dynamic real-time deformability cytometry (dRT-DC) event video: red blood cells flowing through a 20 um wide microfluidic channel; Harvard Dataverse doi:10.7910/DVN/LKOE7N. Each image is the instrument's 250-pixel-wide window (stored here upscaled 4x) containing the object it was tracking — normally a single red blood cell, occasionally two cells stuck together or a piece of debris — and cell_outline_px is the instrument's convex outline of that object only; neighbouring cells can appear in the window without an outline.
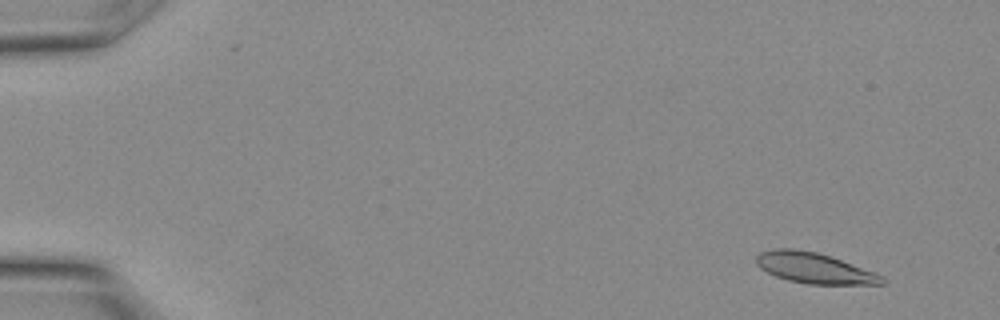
{"species": "Egyptian fruit bat (a non-hibernating species)", "species_latin": "Rousettus aegyptiacus", "temperature_condition": "warm", "stored_images_in_passage": 14, "camera_frame_rate_fps": 3000, "um_per_image_px": 0.085, "animal": {"sex": "female"}, "frame": {"image": 1, "passage_image": 1, "time_ms": 0.0, "image_size_px": [1000, 320], "cell_outline_px": [[884, 284], [808, 284], [788, 280], [776, 276], [760, 268], [756, 264], [756, 256], [760, 252], [772, 248], [792, 248], [816, 252], [832, 256], [876, 272], [884, 276]], "centroid_in_image_um": [69.22, 22.77], "position_along_channel_um": 15.8, "area_um2": 22.6}}
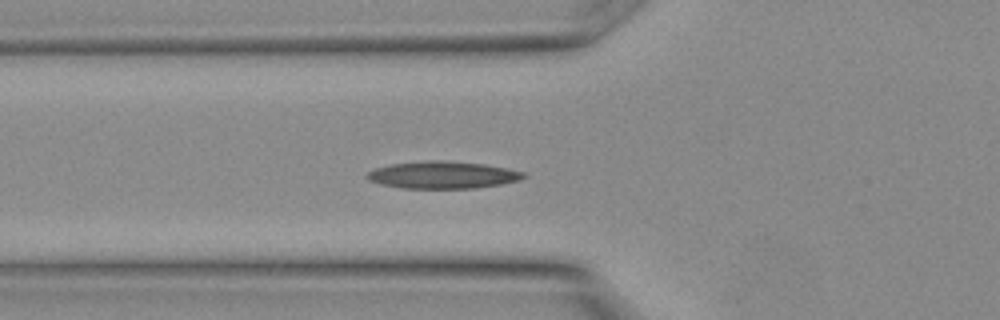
{"frame": {"image": 2, "passage_image": 10, "time_ms": 3.0, "image_size_px": [1000, 320], "cell_outline_px": [[528, 176], [520, 180], [500, 184], [472, 188], [404, 188], [380, 184], [368, 180], [368, 172], [376, 168], [388, 164], [428, 160], [440, 160], [484, 164], [524, 172]], "centroid_in_image_um": [37.62, 14.86], "position_along_channel_um": 88.2, "area_um2": 24.62}}
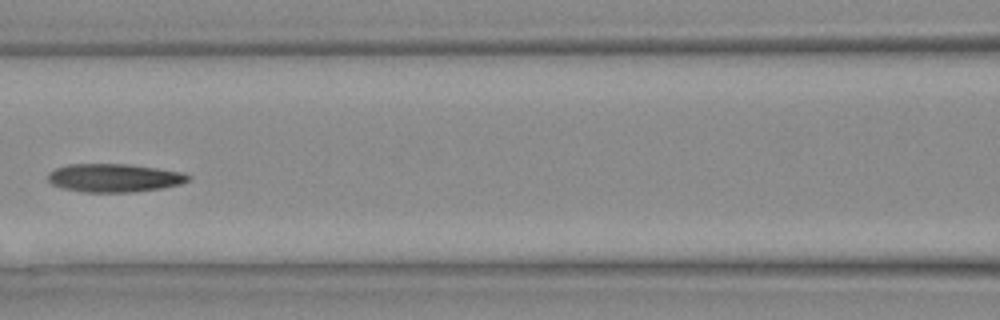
{"frame": {"image": 3, "passage_image": 13, "time_ms": 4.0, "image_size_px": [1000, 320], "cell_outline_px": [[192, 180], [180, 184], [160, 188], [132, 192], [84, 192], [64, 188], [52, 184], [48, 180], [48, 172], [56, 168], [68, 164], [128, 164], [156, 168], [180, 172], [192, 176]], "centroid_in_image_um": [9.71, 15.12], "position_along_channel_um": 156.9, "area_um2": 23.06}}